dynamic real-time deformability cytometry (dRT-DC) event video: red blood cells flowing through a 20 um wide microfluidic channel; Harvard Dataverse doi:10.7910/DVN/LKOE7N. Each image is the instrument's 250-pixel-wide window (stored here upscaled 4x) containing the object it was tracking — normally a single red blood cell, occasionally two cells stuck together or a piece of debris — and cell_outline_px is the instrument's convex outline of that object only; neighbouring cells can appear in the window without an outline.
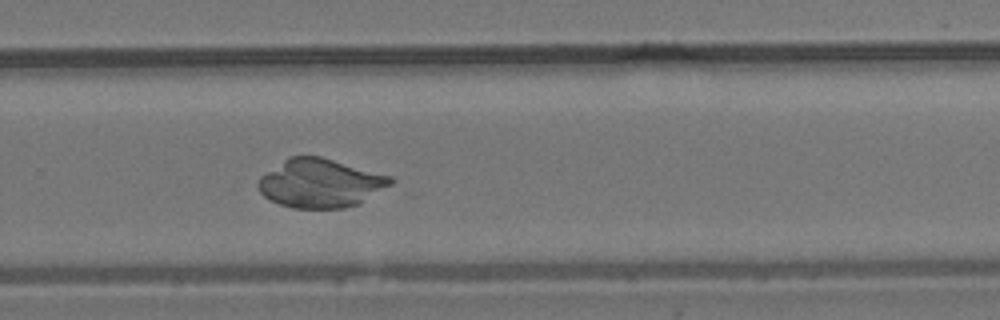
{"species": "common noctule bat (a hibernating species)", "species_latin": "Nyctalus noctula", "temperature_condition": "room temperature", "stored_images_in_passage": 55, "camera_frame_rate_fps": 3000, "um_per_image_px": 0.085, "animal": {"sex": "male", "body_mass_g": 19.2, "forearm_length_mm": 51.8}, "frame": {"image": 1, "passage_image": 37, "time_ms": 12.0, "image_size_px": [1000, 320], "cell_outline_px": [[396, 180], [392, 184], [360, 204], [344, 208], [292, 208], [280, 204], [264, 196], [260, 192], [256, 184], [260, 176], [288, 156], [320, 156], [392, 176]], "centroid_in_image_um": [27.24, 15.57], "position_along_channel_um": 302.6, "area_um2": 37.74}}
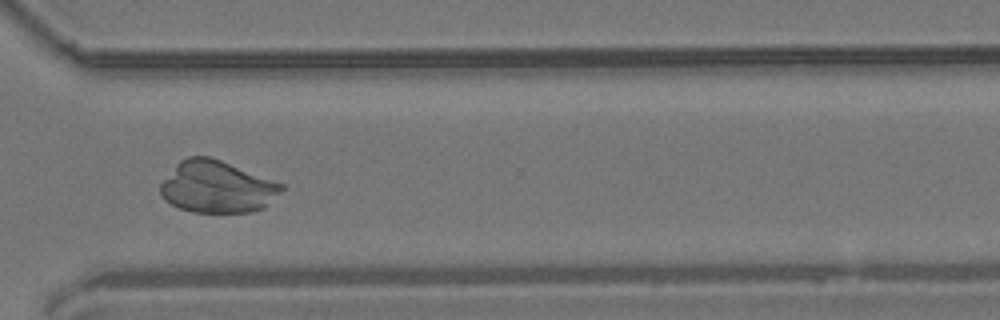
{"frame": {"image": 2, "passage_image": 41, "time_ms": 13.333, "image_size_px": [1000, 320], "cell_outline_px": [[284, 188], [264, 208], [252, 212], [192, 212], [180, 208], [164, 200], [160, 196], [160, 184], [176, 164], [180, 160], [188, 156], [208, 156], [220, 160], [284, 184]], "centroid_in_image_um": [18.43, 15.89], "position_along_channel_um": 352.2, "area_um2": 36.53}}
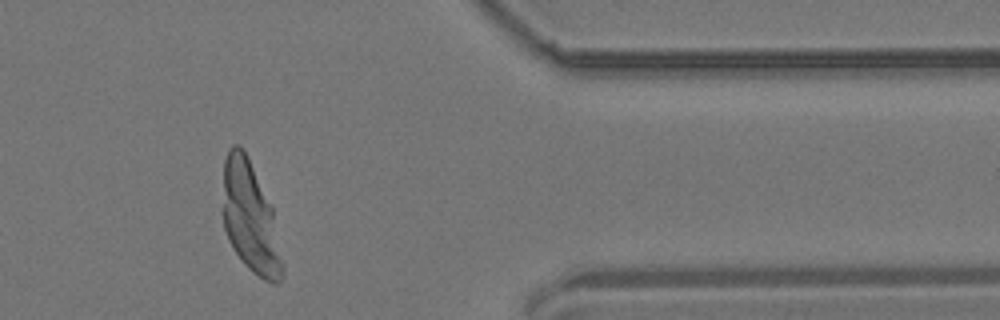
{"frame": {"image": 3, "passage_image": 46, "time_ms": 15.0, "image_size_px": [1000, 320], "cell_outline_px": [[284, 268], [280, 280], [276, 284], [272, 284], [264, 280], [252, 272], [244, 264], [232, 248], [228, 240], [224, 228], [224, 160], [228, 148], [232, 144], [240, 144], [244, 148], [272, 208], [284, 264]], "centroid_in_image_um": [21.28, 18.52], "position_along_channel_um": 390.1, "area_um2": 38.32}}